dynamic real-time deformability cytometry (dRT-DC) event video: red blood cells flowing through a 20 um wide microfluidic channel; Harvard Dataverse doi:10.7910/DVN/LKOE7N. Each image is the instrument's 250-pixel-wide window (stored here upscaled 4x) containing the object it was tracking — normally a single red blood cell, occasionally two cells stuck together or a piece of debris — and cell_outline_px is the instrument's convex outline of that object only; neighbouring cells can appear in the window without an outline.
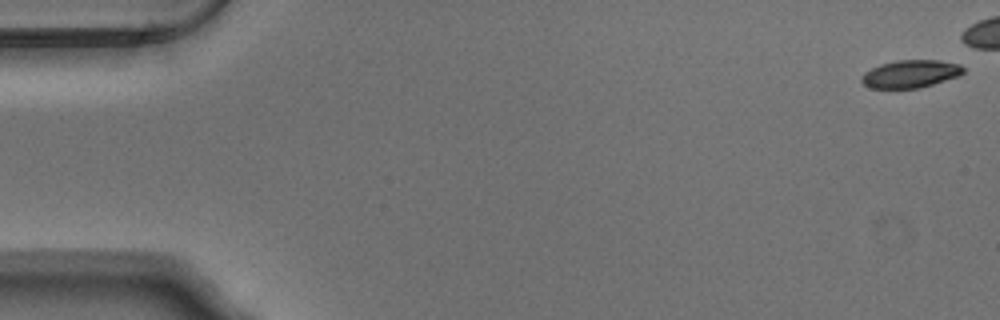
{"species": "Egyptian fruit bat (a non-hibernating species)", "species_latin": "Rousettus aegyptiacus", "temperature_condition": "warm", "stored_images_in_passage": 44, "camera_frame_rate_fps": 3000, "um_per_image_px": 0.085, "animal": {"sex": "male"}, "frame": {"image": 1, "passage_image": 1, "time_ms": 0.0, "image_size_px": [1000, 320], "cell_outline_px": [[964, 72], [960, 76], [920, 88], [872, 88], [864, 84], [860, 80], [864, 72], [880, 64], [896, 60], [940, 60], [960, 64], [964, 68]], "centroid_in_image_um": [77.42, 6.27], "position_along_channel_um": 7.6, "area_um2": 16.53}}
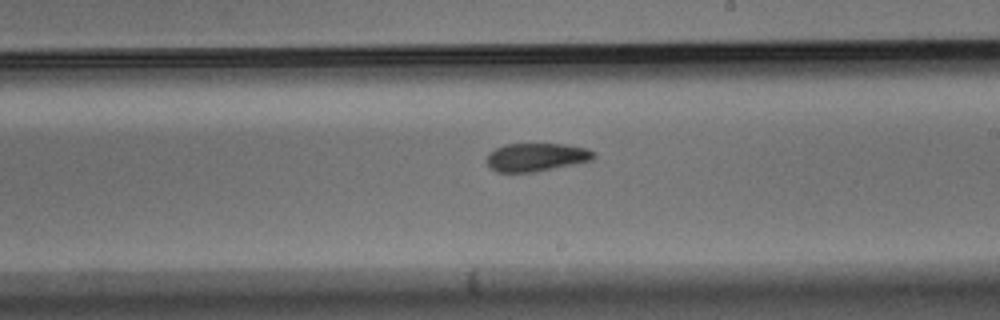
{"frame": {"image": 2, "passage_image": 31, "time_ms": 10.0, "image_size_px": [1000, 320], "cell_outline_px": [[596, 156], [592, 160], [536, 172], [496, 172], [488, 164], [488, 152], [504, 144], [564, 144], [588, 148], [596, 152]], "centroid_in_image_um": [45.62, 13.35], "position_along_channel_um": 243.4, "area_um2": 17.63}}
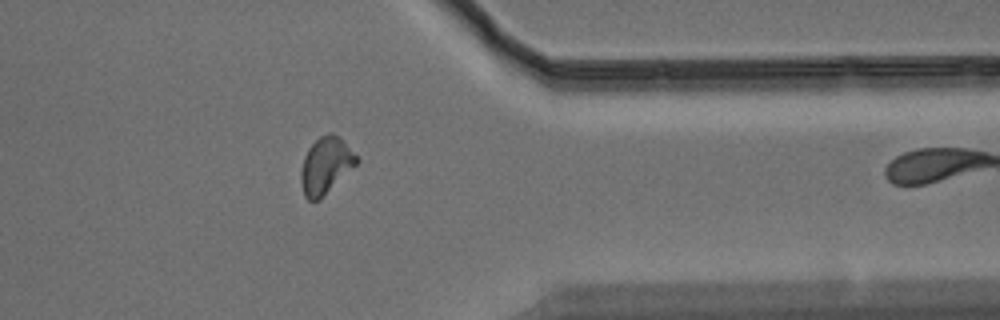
{"frame": {"image": 3, "passage_image": 43, "time_ms": 14.0, "image_size_px": [1000, 320], "cell_outline_px": [[360, 160], [320, 200], [308, 200], [304, 196], [300, 180], [300, 172], [304, 156], [308, 148], [320, 136], [328, 132], [332, 132]], "centroid_in_image_um": [27.63, 14.1], "position_along_channel_um": 383.8, "area_um2": 17.98}}